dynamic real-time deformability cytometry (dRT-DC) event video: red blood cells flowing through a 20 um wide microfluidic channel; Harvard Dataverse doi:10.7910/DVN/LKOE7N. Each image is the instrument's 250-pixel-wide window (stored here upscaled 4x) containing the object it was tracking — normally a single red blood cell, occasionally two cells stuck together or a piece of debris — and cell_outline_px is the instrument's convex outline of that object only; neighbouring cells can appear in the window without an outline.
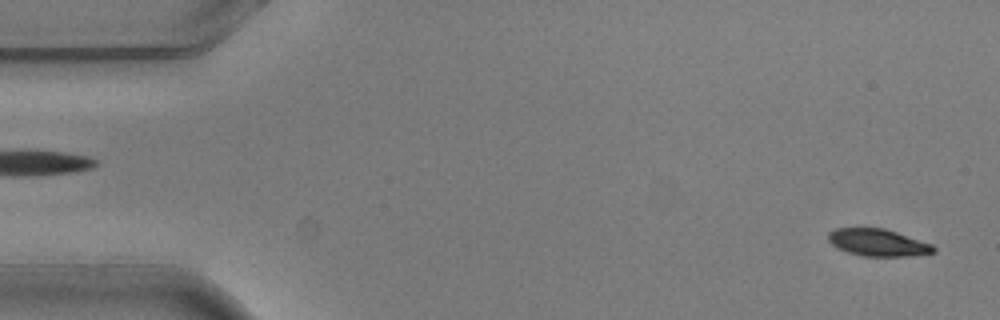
{"species": "common noctule bat (a hibernating species)", "species_latin": "Nyctalus noctula", "temperature_condition": "warm", "stored_images_in_passage": 4, "camera_frame_rate_fps": 3000, "um_per_image_px": 0.085, "animal": {"sex": "male", "body_mass_g": 20.5, "forearm_length_mm": 52.5}, "frame": {"image": 1, "passage_image": 4, "time_ms": 1.0, "image_size_px": [1000, 320], "cell_outline_px": [[936, 252], [908, 256], [864, 256], [848, 252], [836, 248], [828, 240], [828, 232], [836, 228], [884, 228], [932, 244], [936, 248]], "centroid_in_image_um": [74.61, 20.62], "position_along_channel_um": 10.4, "area_um2": 16.59}}